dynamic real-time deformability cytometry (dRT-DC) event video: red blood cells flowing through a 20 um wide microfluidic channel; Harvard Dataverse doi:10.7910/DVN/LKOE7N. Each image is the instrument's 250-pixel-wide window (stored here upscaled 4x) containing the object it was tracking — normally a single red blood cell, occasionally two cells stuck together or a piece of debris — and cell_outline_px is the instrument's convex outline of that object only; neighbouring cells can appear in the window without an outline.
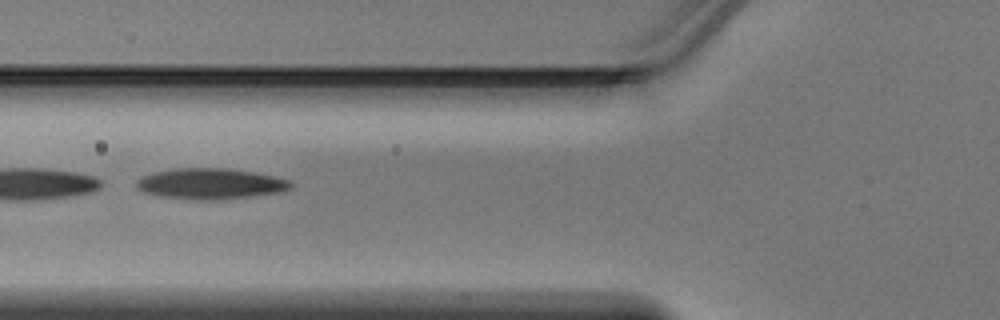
{"species": "Egyptian fruit bat (a non-hibernating species)", "species_latin": "Rousettus aegyptiacus", "temperature_condition": "warm", "stored_images_in_passage": 35, "camera_frame_rate_fps": 3000, "um_per_image_px": 0.085, "animal": {"sex": "male"}, "frame": {"image": 1, "passage_image": 18, "time_ms": 5.667, "image_size_px": [1000, 320], "cell_outline_px": [[296, 184], [292, 188], [284, 192], [252, 196], [216, 200], [200, 200], [160, 196], [144, 192], [136, 188], [136, 180], [152, 172], [172, 168], [228, 168], [256, 172], [276, 176], [288, 180]], "centroid_in_image_um": [17.94, 15.61], "position_along_channel_um": 107.9, "area_um2": 28.09}}
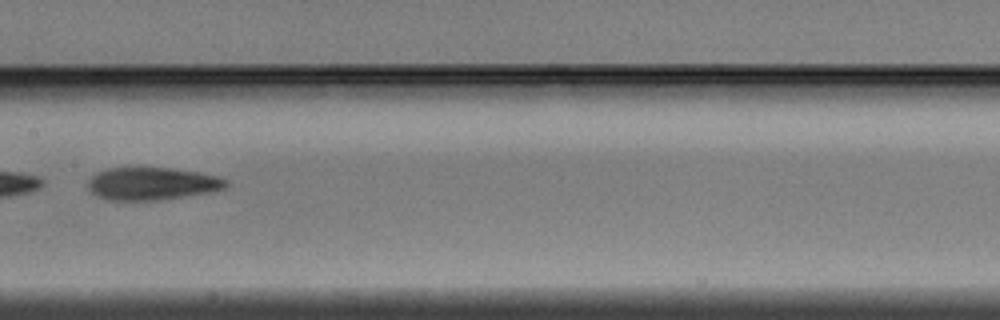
{"frame": {"image": 2, "passage_image": 24, "time_ms": 7.667, "image_size_px": [1000, 320], "cell_outline_px": [[232, 184], [228, 188], [208, 192], [156, 200], [112, 200], [96, 196], [88, 188], [88, 180], [96, 172], [108, 168], [172, 168], [200, 172], [220, 176], [228, 180]], "centroid_in_image_um": [12.97, 15.6], "position_along_channel_um": 194.4, "area_um2": 26.36}}